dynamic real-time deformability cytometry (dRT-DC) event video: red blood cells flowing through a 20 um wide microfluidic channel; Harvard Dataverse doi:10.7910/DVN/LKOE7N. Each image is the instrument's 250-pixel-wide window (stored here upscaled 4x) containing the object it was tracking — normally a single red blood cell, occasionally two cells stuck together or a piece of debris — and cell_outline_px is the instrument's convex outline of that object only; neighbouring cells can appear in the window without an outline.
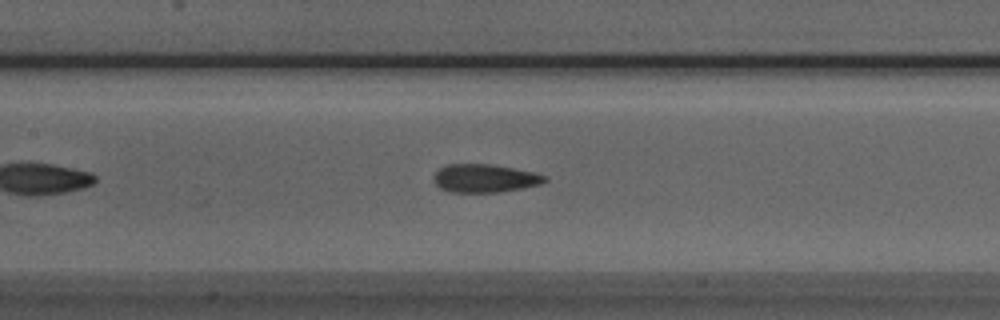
{"species": "Egyptian fruit bat (a non-hibernating species)", "species_latin": "Rousettus aegyptiacus", "temperature_condition": "room temperature", "stored_images_in_passage": 27, "camera_frame_rate_fps": 3000, "um_per_image_px": 0.085, "animal": {"sex": "male"}, "frame": {"image": 1, "passage_image": 14, "time_ms": 4.333, "image_size_px": [1000, 320], "cell_outline_px": [[548, 180], [540, 184], [524, 188], [500, 192], [448, 192], [440, 188], [432, 180], [432, 176], [444, 164], [492, 164], [532, 172], [548, 176]], "centroid_in_image_um": [41.18, 15.16], "position_along_channel_um": 166.2, "area_um2": 18.44}}
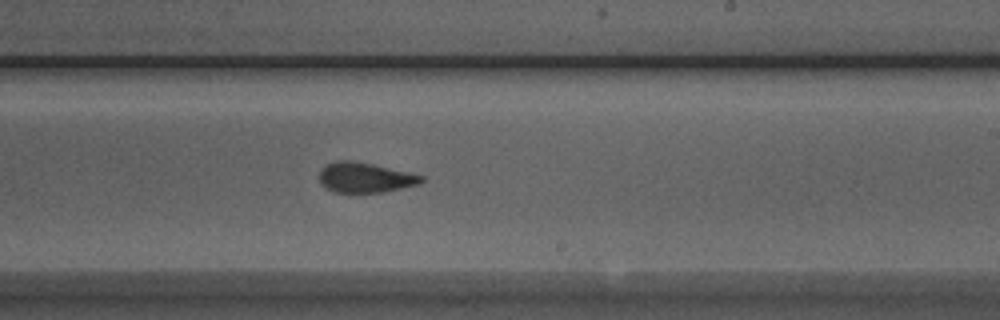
{"frame": {"image": 2, "passage_image": 21, "time_ms": 6.667, "image_size_px": [1000, 320], "cell_outline_px": [[424, 180], [420, 184], [380, 192], [332, 192], [324, 188], [320, 184], [320, 168], [336, 160], [352, 160], [372, 164], [424, 176]], "centroid_in_image_um": [30.98, 15.09], "position_along_channel_um": 258.0, "area_um2": 17.8}}
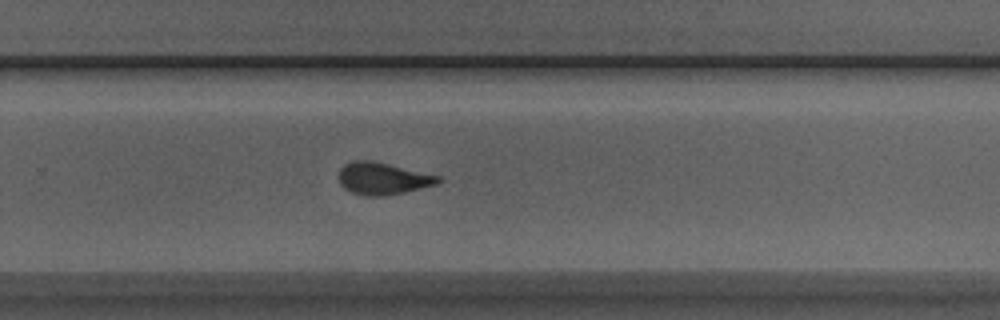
{"frame": {"image": 3, "passage_image": 24, "time_ms": 7.667, "image_size_px": [1000, 320], "cell_outline_px": [[440, 180], [436, 184], [404, 192], [384, 196], [364, 196], [352, 192], [344, 188], [340, 184], [340, 168], [344, 164], [352, 160], [372, 160], [440, 176]], "centroid_in_image_um": [32.5, 15.17], "position_along_channel_um": 297.3, "area_um2": 18.44}}